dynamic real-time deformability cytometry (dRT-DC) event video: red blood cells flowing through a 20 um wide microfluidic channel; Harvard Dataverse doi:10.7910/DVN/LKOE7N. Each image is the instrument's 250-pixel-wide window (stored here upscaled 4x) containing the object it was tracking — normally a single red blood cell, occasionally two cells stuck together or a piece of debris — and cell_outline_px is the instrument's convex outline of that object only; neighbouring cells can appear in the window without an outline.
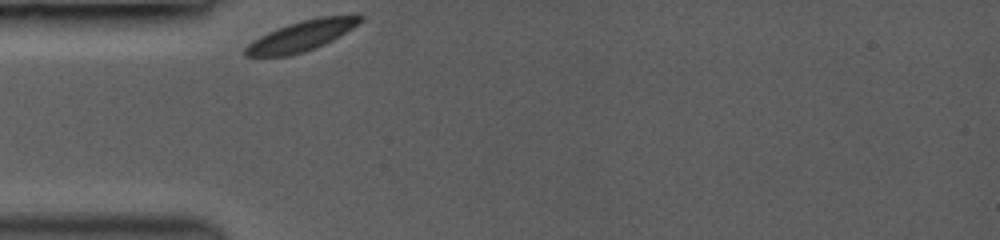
{"species": "common noctule bat (a hibernating species)", "species_latin": "Nyctalus noctula", "temperature_condition": "room temperature", "stored_images_in_passage": 1, "camera_frame_rate_fps": 3000, "um_per_image_px": 0.085, "animal": {"sex": "female", "body_mass_g": 19.0, "forearm_length_mm": 53.3}, "frame": {"image": 1, "passage_image": 1, "time_ms": 0.0, "image_size_px": [1000, 240], "cell_outline_px": [[364, 16], [352, 28], [340, 36], [316, 48], [304, 52], [288, 56], [244, 56], [244, 48], [252, 40], [268, 32], [288, 24], [300, 20], [320, 16], [356, 12], [360, 12]], "centroid_in_image_um": [25.69, 3.01], "position_along_channel_um": 59.3, "area_um2": 20.69}}